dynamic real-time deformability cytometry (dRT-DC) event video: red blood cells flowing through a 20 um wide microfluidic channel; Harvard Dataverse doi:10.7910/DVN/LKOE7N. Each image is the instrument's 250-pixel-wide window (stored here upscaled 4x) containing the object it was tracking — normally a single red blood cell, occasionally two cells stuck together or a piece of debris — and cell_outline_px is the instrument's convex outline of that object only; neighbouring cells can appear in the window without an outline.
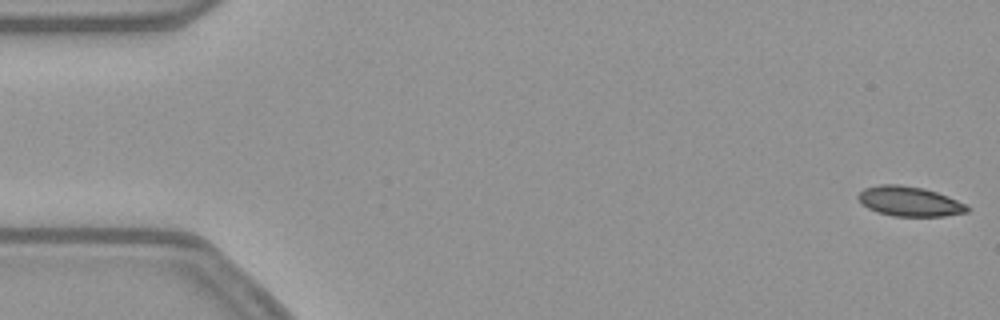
{"species": "common noctule bat (a hibernating species)", "species_latin": "Nyctalus noctula", "temperature_condition": "warm", "stored_images_in_passage": 15, "camera_frame_rate_fps": 3000, "um_per_image_px": 0.085, "animal": {"sex": "female", "body_mass_g": 21.9}, "frame": {"image": 1, "passage_image": 1, "time_ms": 0.0, "image_size_px": [1000, 320], "cell_outline_px": [[968, 212], [944, 216], [892, 216], [876, 212], [868, 208], [856, 196], [864, 188], [880, 184], [900, 184], [924, 188], [948, 196], [964, 204], [968, 208]], "centroid_in_image_um": [77.28, 17.11], "position_along_channel_um": 7.7, "area_um2": 18.84}}
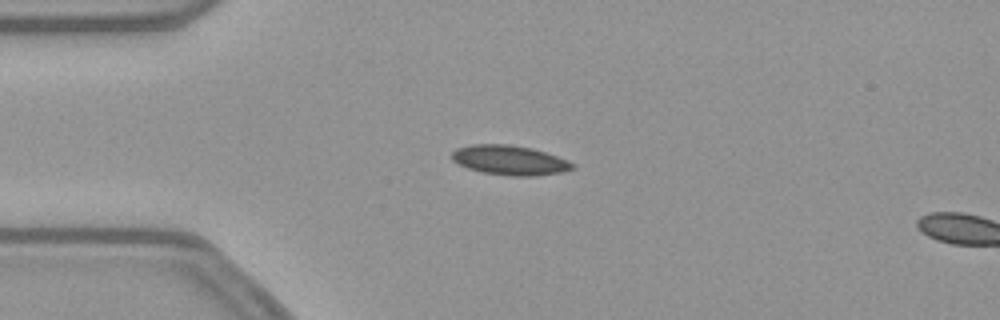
{"frame": {"image": 2, "passage_image": 13, "time_ms": 4.0, "image_size_px": [1000, 320], "cell_outline_px": [[572, 168], [560, 172], [536, 176], [512, 176], [484, 172], [468, 168], [452, 160], [452, 152], [456, 148], [472, 144], [508, 144], [532, 148], [556, 156], [572, 164]], "centroid_in_image_um": [43.26, 13.6], "position_along_channel_um": 41.7, "area_um2": 20.4}}